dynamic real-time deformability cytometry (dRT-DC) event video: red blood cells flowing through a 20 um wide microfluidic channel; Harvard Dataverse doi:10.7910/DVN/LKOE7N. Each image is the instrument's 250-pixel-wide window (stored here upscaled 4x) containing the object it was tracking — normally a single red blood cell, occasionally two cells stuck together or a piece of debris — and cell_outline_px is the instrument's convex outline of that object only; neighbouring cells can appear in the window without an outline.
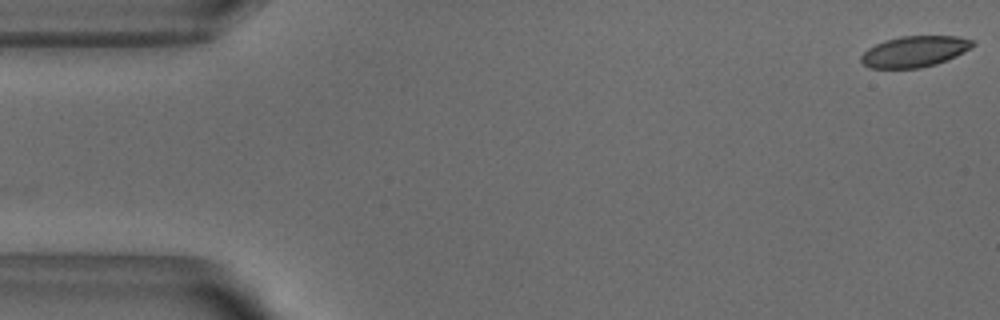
{"species": "common noctule bat (a hibernating species)", "species_latin": "Nyctalus noctula", "temperature_condition": "warm", "stored_images_in_passage": 52, "camera_frame_rate_fps": 3000, "um_per_image_px": 0.085, "animal": {"sex": "male", "body_mass_g": 18.8}, "frame": {"image": 1, "passage_image": 1, "time_ms": 0.0, "image_size_px": [1000, 320], "cell_outline_px": [[976, 44], [964, 52], [956, 56], [936, 64], [920, 68], [868, 68], [860, 60], [860, 56], [868, 48], [884, 40], [900, 36], [956, 36], [972, 40]], "centroid_in_image_um": [77.72, 4.38], "position_along_channel_um": 7.3, "area_um2": 20.17}}
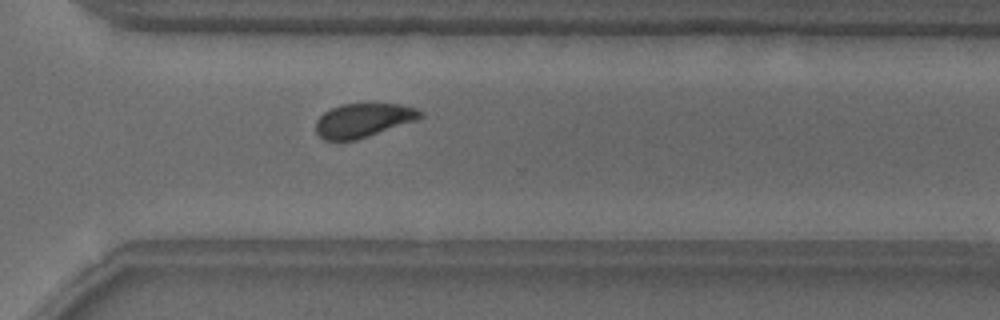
{"frame": {"image": 2, "passage_image": 37, "time_ms": 12.0, "image_size_px": [1000, 320], "cell_outline_px": [[424, 116], [416, 120], [356, 140], [324, 140], [316, 132], [316, 120], [324, 112], [340, 104], [400, 104], [416, 108], [424, 112]], "centroid_in_image_um": [30.88, 10.22], "position_along_channel_um": 339.7, "area_um2": 20.52}}
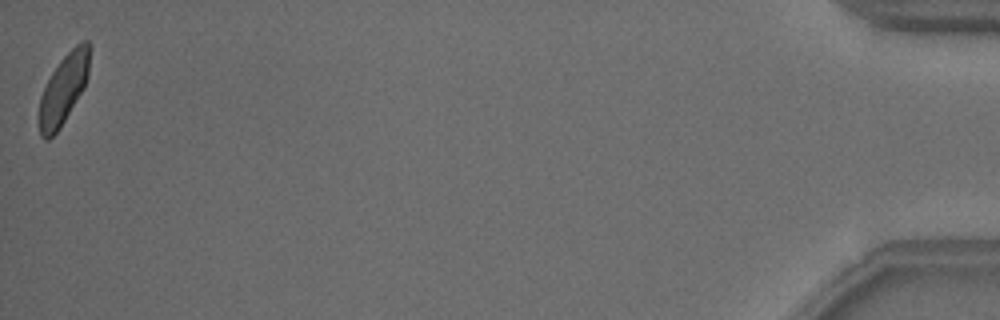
{"frame": {"image": 3, "passage_image": 52, "time_ms": 17.0, "image_size_px": [1000, 320], "cell_outline_px": [[88, 76], [84, 88], [60, 128], [48, 140], [44, 140], [40, 136], [36, 116], [40, 96], [52, 72], [60, 60], [76, 44], [84, 40], [88, 40]], "centroid_in_image_um": [5.33, 7.66], "position_along_channel_um": 429.9, "area_um2": 20.63}, "authors_computed_cell_mechanics": {"area_um2": 21.4438, "velocity_mm_per_s": 3.8296, "shape_relaxation_time_tau1_ms": 5.0207, "shape_relaxation_time_tau2_ms": 1.1839, "deformation_change_tau1": 0.1298, "deformation_change_tau2": 0.067}}